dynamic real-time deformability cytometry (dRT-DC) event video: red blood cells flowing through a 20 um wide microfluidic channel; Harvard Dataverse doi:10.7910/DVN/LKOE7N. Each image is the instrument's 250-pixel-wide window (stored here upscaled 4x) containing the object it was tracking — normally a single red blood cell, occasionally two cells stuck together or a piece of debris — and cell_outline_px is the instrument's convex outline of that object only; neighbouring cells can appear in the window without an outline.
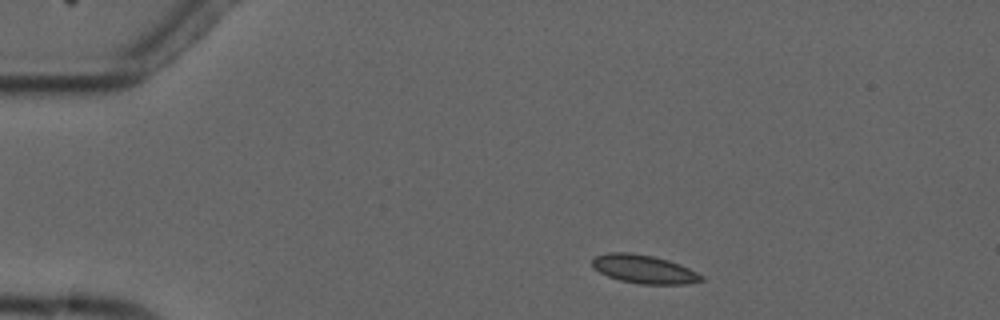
{"species": "common noctule bat (a hibernating species)", "species_latin": "Nyctalus noctula", "temperature_condition": "cold", "stored_images_in_passage": 2, "camera_frame_rate_fps": 3000, "um_per_image_px": 0.085, "animal": {"sex": "male", "forearm_length_mm": 52.5}, "frame": {"image": 1, "passage_image": 1, "time_ms": 0.0, "image_size_px": [1000, 320], "cell_outline_px": [[704, 280], [688, 284], [640, 284], [620, 280], [608, 276], [592, 268], [592, 260], [596, 256], [608, 252], [628, 252], [652, 256], [668, 260], [680, 264], [704, 276]], "centroid_in_image_um": [54.73, 22.88], "position_along_channel_um": 30.3, "area_um2": 18.09}}